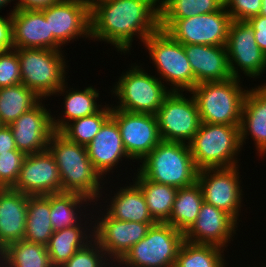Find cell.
<instances>
[{
    "instance_id": "cell-13",
    "label": "cell",
    "mask_w": 266,
    "mask_h": 267,
    "mask_svg": "<svg viewBox=\"0 0 266 267\" xmlns=\"http://www.w3.org/2000/svg\"><path fill=\"white\" fill-rule=\"evenodd\" d=\"M41 11L54 36V50L65 52L63 45L81 37L91 39L89 4L79 0H58Z\"/></svg>"
},
{
    "instance_id": "cell-14",
    "label": "cell",
    "mask_w": 266,
    "mask_h": 267,
    "mask_svg": "<svg viewBox=\"0 0 266 267\" xmlns=\"http://www.w3.org/2000/svg\"><path fill=\"white\" fill-rule=\"evenodd\" d=\"M228 62L233 77L258 79L266 71V55L256 43L253 29L246 21L232 20L226 42Z\"/></svg>"
},
{
    "instance_id": "cell-24",
    "label": "cell",
    "mask_w": 266,
    "mask_h": 267,
    "mask_svg": "<svg viewBox=\"0 0 266 267\" xmlns=\"http://www.w3.org/2000/svg\"><path fill=\"white\" fill-rule=\"evenodd\" d=\"M27 202L28 195L12 188H0V251L24 239Z\"/></svg>"
},
{
    "instance_id": "cell-34",
    "label": "cell",
    "mask_w": 266,
    "mask_h": 267,
    "mask_svg": "<svg viewBox=\"0 0 266 267\" xmlns=\"http://www.w3.org/2000/svg\"><path fill=\"white\" fill-rule=\"evenodd\" d=\"M224 250L211 244L183 241L174 267H227Z\"/></svg>"
},
{
    "instance_id": "cell-11",
    "label": "cell",
    "mask_w": 266,
    "mask_h": 267,
    "mask_svg": "<svg viewBox=\"0 0 266 267\" xmlns=\"http://www.w3.org/2000/svg\"><path fill=\"white\" fill-rule=\"evenodd\" d=\"M184 94L171 91L157 111L159 132L164 141L188 144L201 125L195 98L191 93Z\"/></svg>"
},
{
    "instance_id": "cell-42",
    "label": "cell",
    "mask_w": 266,
    "mask_h": 267,
    "mask_svg": "<svg viewBox=\"0 0 266 267\" xmlns=\"http://www.w3.org/2000/svg\"><path fill=\"white\" fill-rule=\"evenodd\" d=\"M11 12L6 17L0 15V52L13 49Z\"/></svg>"
},
{
    "instance_id": "cell-44",
    "label": "cell",
    "mask_w": 266,
    "mask_h": 267,
    "mask_svg": "<svg viewBox=\"0 0 266 267\" xmlns=\"http://www.w3.org/2000/svg\"><path fill=\"white\" fill-rule=\"evenodd\" d=\"M15 1V0H13ZM13 9L41 10L56 3L58 0H16Z\"/></svg>"
},
{
    "instance_id": "cell-40",
    "label": "cell",
    "mask_w": 266,
    "mask_h": 267,
    "mask_svg": "<svg viewBox=\"0 0 266 267\" xmlns=\"http://www.w3.org/2000/svg\"><path fill=\"white\" fill-rule=\"evenodd\" d=\"M262 0H224V7L231 20L247 21L260 13Z\"/></svg>"
},
{
    "instance_id": "cell-17",
    "label": "cell",
    "mask_w": 266,
    "mask_h": 267,
    "mask_svg": "<svg viewBox=\"0 0 266 267\" xmlns=\"http://www.w3.org/2000/svg\"><path fill=\"white\" fill-rule=\"evenodd\" d=\"M12 189L29 196L61 193L58 166L48 149L26 156Z\"/></svg>"
},
{
    "instance_id": "cell-43",
    "label": "cell",
    "mask_w": 266,
    "mask_h": 267,
    "mask_svg": "<svg viewBox=\"0 0 266 267\" xmlns=\"http://www.w3.org/2000/svg\"><path fill=\"white\" fill-rule=\"evenodd\" d=\"M8 151H18L15 145L11 128L7 125L0 127V154L8 153Z\"/></svg>"
},
{
    "instance_id": "cell-12",
    "label": "cell",
    "mask_w": 266,
    "mask_h": 267,
    "mask_svg": "<svg viewBox=\"0 0 266 267\" xmlns=\"http://www.w3.org/2000/svg\"><path fill=\"white\" fill-rule=\"evenodd\" d=\"M238 167L240 168L234 166L198 170L197 183L202 189L204 202L225 211L239 223L245 194L241 187L242 180Z\"/></svg>"
},
{
    "instance_id": "cell-41",
    "label": "cell",
    "mask_w": 266,
    "mask_h": 267,
    "mask_svg": "<svg viewBox=\"0 0 266 267\" xmlns=\"http://www.w3.org/2000/svg\"><path fill=\"white\" fill-rule=\"evenodd\" d=\"M254 31L255 40L259 48L266 55V17L257 15L246 21Z\"/></svg>"
},
{
    "instance_id": "cell-33",
    "label": "cell",
    "mask_w": 266,
    "mask_h": 267,
    "mask_svg": "<svg viewBox=\"0 0 266 267\" xmlns=\"http://www.w3.org/2000/svg\"><path fill=\"white\" fill-rule=\"evenodd\" d=\"M7 267H53L45 245L20 240L0 251Z\"/></svg>"
},
{
    "instance_id": "cell-26",
    "label": "cell",
    "mask_w": 266,
    "mask_h": 267,
    "mask_svg": "<svg viewBox=\"0 0 266 267\" xmlns=\"http://www.w3.org/2000/svg\"><path fill=\"white\" fill-rule=\"evenodd\" d=\"M99 92L100 91H98L94 86L85 87L83 90H78V88L75 89L73 86L71 88L68 87V82L66 81L54 94V96L56 95L57 97L58 95L59 97L61 95L64 96V102H62L64 103V108H62L64 111L62 110L63 115L61 113L59 114L60 116L56 114L57 117L52 114L53 130L60 132L73 120L98 112L103 107V105L97 104V100L100 96Z\"/></svg>"
},
{
    "instance_id": "cell-1",
    "label": "cell",
    "mask_w": 266,
    "mask_h": 267,
    "mask_svg": "<svg viewBox=\"0 0 266 267\" xmlns=\"http://www.w3.org/2000/svg\"><path fill=\"white\" fill-rule=\"evenodd\" d=\"M91 39L130 53L134 37L143 43L160 29L159 0H98L90 6Z\"/></svg>"
},
{
    "instance_id": "cell-3",
    "label": "cell",
    "mask_w": 266,
    "mask_h": 267,
    "mask_svg": "<svg viewBox=\"0 0 266 267\" xmlns=\"http://www.w3.org/2000/svg\"><path fill=\"white\" fill-rule=\"evenodd\" d=\"M140 163L137 171L159 184L179 189L197 181L198 169L186 143L161 140Z\"/></svg>"
},
{
    "instance_id": "cell-5",
    "label": "cell",
    "mask_w": 266,
    "mask_h": 267,
    "mask_svg": "<svg viewBox=\"0 0 266 267\" xmlns=\"http://www.w3.org/2000/svg\"><path fill=\"white\" fill-rule=\"evenodd\" d=\"M240 80L232 77L225 81L203 82L189 91L197 103L201 122L240 125L248 92Z\"/></svg>"
},
{
    "instance_id": "cell-23",
    "label": "cell",
    "mask_w": 266,
    "mask_h": 267,
    "mask_svg": "<svg viewBox=\"0 0 266 267\" xmlns=\"http://www.w3.org/2000/svg\"><path fill=\"white\" fill-rule=\"evenodd\" d=\"M252 88V89H251ZM248 89L240 121L242 148L246 139H253L255 150L261 158L266 155V83Z\"/></svg>"
},
{
    "instance_id": "cell-31",
    "label": "cell",
    "mask_w": 266,
    "mask_h": 267,
    "mask_svg": "<svg viewBox=\"0 0 266 267\" xmlns=\"http://www.w3.org/2000/svg\"><path fill=\"white\" fill-rule=\"evenodd\" d=\"M203 202L202 189L197 181L191 186L179 188L166 223L185 233L197 219Z\"/></svg>"
},
{
    "instance_id": "cell-10",
    "label": "cell",
    "mask_w": 266,
    "mask_h": 267,
    "mask_svg": "<svg viewBox=\"0 0 266 267\" xmlns=\"http://www.w3.org/2000/svg\"><path fill=\"white\" fill-rule=\"evenodd\" d=\"M231 17L225 7L185 19H160V29L183 45L225 46Z\"/></svg>"
},
{
    "instance_id": "cell-39",
    "label": "cell",
    "mask_w": 266,
    "mask_h": 267,
    "mask_svg": "<svg viewBox=\"0 0 266 267\" xmlns=\"http://www.w3.org/2000/svg\"><path fill=\"white\" fill-rule=\"evenodd\" d=\"M18 53L15 49L0 52V88L21 84Z\"/></svg>"
},
{
    "instance_id": "cell-4",
    "label": "cell",
    "mask_w": 266,
    "mask_h": 267,
    "mask_svg": "<svg viewBox=\"0 0 266 267\" xmlns=\"http://www.w3.org/2000/svg\"><path fill=\"white\" fill-rule=\"evenodd\" d=\"M240 125L203 123L188 143L195 167L229 168L239 166L242 152Z\"/></svg>"
},
{
    "instance_id": "cell-45",
    "label": "cell",
    "mask_w": 266,
    "mask_h": 267,
    "mask_svg": "<svg viewBox=\"0 0 266 267\" xmlns=\"http://www.w3.org/2000/svg\"><path fill=\"white\" fill-rule=\"evenodd\" d=\"M259 15L266 17V0H262V6Z\"/></svg>"
},
{
    "instance_id": "cell-20",
    "label": "cell",
    "mask_w": 266,
    "mask_h": 267,
    "mask_svg": "<svg viewBox=\"0 0 266 267\" xmlns=\"http://www.w3.org/2000/svg\"><path fill=\"white\" fill-rule=\"evenodd\" d=\"M86 149L92 165L106 181L107 174L115 172L113 170L123 161L122 158L131 160L123 145L119 127L111 116Z\"/></svg>"
},
{
    "instance_id": "cell-37",
    "label": "cell",
    "mask_w": 266,
    "mask_h": 267,
    "mask_svg": "<svg viewBox=\"0 0 266 267\" xmlns=\"http://www.w3.org/2000/svg\"><path fill=\"white\" fill-rule=\"evenodd\" d=\"M60 267H115V264L107 257L100 244L93 239Z\"/></svg>"
},
{
    "instance_id": "cell-19",
    "label": "cell",
    "mask_w": 266,
    "mask_h": 267,
    "mask_svg": "<svg viewBox=\"0 0 266 267\" xmlns=\"http://www.w3.org/2000/svg\"><path fill=\"white\" fill-rule=\"evenodd\" d=\"M237 225L238 222L231 215L203 202L197 219L184 233V240L195 244H211L225 250L234 240V234L237 235Z\"/></svg>"
},
{
    "instance_id": "cell-21",
    "label": "cell",
    "mask_w": 266,
    "mask_h": 267,
    "mask_svg": "<svg viewBox=\"0 0 266 267\" xmlns=\"http://www.w3.org/2000/svg\"><path fill=\"white\" fill-rule=\"evenodd\" d=\"M11 19L13 49L54 50V36L41 10L14 9Z\"/></svg>"
},
{
    "instance_id": "cell-46",
    "label": "cell",
    "mask_w": 266,
    "mask_h": 267,
    "mask_svg": "<svg viewBox=\"0 0 266 267\" xmlns=\"http://www.w3.org/2000/svg\"><path fill=\"white\" fill-rule=\"evenodd\" d=\"M13 0H0V10L4 7H6L9 3H11Z\"/></svg>"
},
{
    "instance_id": "cell-8",
    "label": "cell",
    "mask_w": 266,
    "mask_h": 267,
    "mask_svg": "<svg viewBox=\"0 0 266 267\" xmlns=\"http://www.w3.org/2000/svg\"><path fill=\"white\" fill-rule=\"evenodd\" d=\"M143 46L154 63L157 77L166 83L165 86H170L171 91L188 93L194 87V74L183 44L159 29L143 42Z\"/></svg>"
},
{
    "instance_id": "cell-6",
    "label": "cell",
    "mask_w": 266,
    "mask_h": 267,
    "mask_svg": "<svg viewBox=\"0 0 266 267\" xmlns=\"http://www.w3.org/2000/svg\"><path fill=\"white\" fill-rule=\"evenodd\" d=\"M138 65L135 62L127 71H122L111 88L118 100L117 105L112 104V109L156 115L171 90L156 75L148 74L142 64Z\"/></svg>"
},
{
    "instance_id": "cell-36",
    "label": "cell",
    "mask_w": 266,
    "mask_h": 267,
    "mask_svg": "<svg viewBox=\"0 0 266 267\" xmlns=\"http://www.w3.org/2000/svg\"><path fill=\"white\" fill-rule=\"evenodd\" d=\"M223 7L224 0H159L160 19H185Z\"/></svg>"
},
{
    "instance_id": "cell-18",
    "label": "cell",
    "mask_w": 266,
    "mask_h": 267,
    "mask_svg": "<svg viewBox=\"0 0 266 267\" xmlns=\"http://www.w3.org/2000/svg\"><path fill=\"white\" fill-rule=\"evenodd\" d=\"M43 102L41 100L9 125L17 150L26 155L47 150L50 136L54 132L51 109H47Z\"/></svg>"
},
{
    "instance_id": "cell-28",
    "label": "cell",
    "mask_w": 266,
    "mask_h": 267,
    "mask_svg": "<svg viewBox=\"0 0 266 267\" xmlns=\"http://www.w3.org/2000/svg\"><path fill=\"white\" fill-rule=\"evenodd\" d=\"M97 204L100 205L101 202L94 203L87 196L76 192H61L50 194V217L54 232L62 230L64 228L79 225L83 220H85L87 215L88 218H90L89 215L91 216L93 214V212H91L90 210L93 211L94 208L96 209L97 207L93 206H97ZM90 206L91 208H93L89 209ZM82 208L84 209V211ZM88 210L90 211V213H86V211L88 212Z\"/></svg>"
},
{
    "instance_id": "cell-25",
    "label": "cell",
    "mask_w": 266,
    "mask_h": 267,
    "mask_svg": "<svg viewBox=\"0 0 266 267\" xmlns=\"http://www.w3.org/2000/svg\"><path fill=\"white\" fill-rule=\"evenodd\" d=\"M115 192L111 191V195L113 196L111 197L110 195V198L106 196L99 199L101 201L104 199L105 202L102 203H107L106 205L101 204L100 208H104V211L110 217L120 221L157 223L149 212L141 188L134 181L123 187L120 186L118 191L116 189Z\"/></svg>"
},
{
    "instance_id": "cell-9",
    "label": "cell",
    "mask_w": 266,
    "mask_h": 267,
    "mask_svg": "<svg viewBox=\"0 0 266 267\" xmlns=\"http://www.w3.org/2000/svg\"><path fill=\"white\" fill-rule=\"evenodd\" d=\"M184 233L168 223H155L115 267H174Z\"/></svg>"
},
{
    "instance_id": "cell-35",
    "label": "cell",
    "mask_w": 266,
    "mask_h": 267,
    "mask_svg": "<svg viewBox=\"0 0 266 267\" xmlns=\"http://www.w3.org/2000/svg\"><path fill=\"white\" fill-rule=\"evenodd\" d=\"M112 105H105L96 113L73 120L60 133L68 140L87 146L98 134L103 123L111 116Z\"/></svg>"
},
{
    "instance_id": "cell-7",
    "label": "cell",
    "mask_w": 266,
    "mask_h": 267,
    "mask_svg": "<svg viewBox=\"0 0 266 267\" xmlns=\"http://www.w3.org/2000/svg\"><path fill=\"white\" fill-rule=\"evenodd\" d=\"M15 50L20 61L22 84L42 100L53 96L67 81L66 69L69 66L63 51L33 48Z\"/></svg>"
},
{
    "instance_id": "cell-47",
    "label": "cell",
    "mask_w": 266,
    "mask_h": 267,
    "mask_svg": "<svg viewBox=\"0 0 266 267\" xmlns=\"http://www.w3.org/2000/svg\"><path fill=\"white\" fill-rule=\"evenodd\" d=\"M79 1L85 2L91 6L94 2H96L98 0H79Z\"/></svg>"
},
{
    "instance_id": "cell-29",
    "label": "cell",
    "mask_w": 266,
    "mask_h": 267,
    "mask_svg": "<svg viewBox=\"0 0 266 267\" xmlns=\"http://www.w3.org/2000/svg\"><path fill=\"white\" fill-rule=\"evenodd\" d=\"M50 194L29 196L24 240L47 245L54 230L51 223Z\"/></svg>"
},
{
    "instance_id": "cell-38",
    "label": "cell",
    "mask_w": 266,
    "mask_h": 267,
    "mask_svg": "<svg viewBox=\"0 0 266 267\" xmlns=\"http://www.w3.org/2000/svg\"><path fill=\"white\" fill-rule=\"evenodd\" d=\"M26 156L21 151L0 154V188H12L15 185Z\"/></svg>"
},
{
    "instance_id": "cell-2",
    "label": "cell",
    "mask_w": 266,
    "mask_h": 267,
    "mask_svg": "<svg viewBox=\"0 0 266 267\" xmlns=\"http://www.w3.org/2000/svg\"><path fill=\"white\" fill-rule=\"evenodd\" d=\"M47 149L58 166L61 192H76L96 203L103 197L104 190L108 188L104 187L107 182L92 165L86 146L72 142L60 132L54 131Z\"/></svg>"
},
{
    "instance_id": "cell-16",
    "label": "cell",
    "mask_w": 266,
    "mask_h": 267,
    "mask_svg": "<svg viewBox=\"0 0 266 267\" xmlns=\"http://www.w3.org/2000/svg\"><path fill=\"white\" fill-rule=\"evenodd\" d=\"M111 117L132 162H141L162 140L156 115L112 109Z\"/></svg>"
},
{
    "instance_id": "cell-32",
    "label": "cell",
    "mask_w": 266,
    "mask_h": 267,
    "mask_svg": "<svg viewBox=\"0 0 266 267\" xmlns=\"http://www.w3.org/2000/svg\"><path fill=\"white\" fill-rule=\"evenodd\" d=\"M42 99L25 85L0 88V122L9 126L23 113L35 107Z\"/></svg>"
},
{
    "instance_id": "cell-48",
    "label": "cell",
    "mask_w": 266,
    "mask_h": 267,
    "mask_svg": "<svg viewBox=\"0 0 266 267\" xmlns=\"http://www.w3.org/2000/svg\"><path fill=\"white\" fill-rule=\"evenodd\" d=\"M0 267H7L4 261L0 258Z\"/></svg>"
},
{
    "instance_id": "cell-30",
    "label": "cell",
    "mask_w": 266,
    "mask_h": 267,
    "mask_svg": "<svg viewBox=\"0 0 266 267\" xmlns=\"http://www.w3.org/2000/svg\"><path fill=\"white\" fill-rule=\"evenodd\" d=\"M133 181L141 188L152 218L157 223H166L170 216L178 189L144 178L138 171Z\"/></svg>"
},
{
    "instance_id": "cell-15",
    "label": "cell",
    "mask_w": 266,
    "mask_h": 267,
    "mask_svg": "<svg viewBox=\"0 0 266 267\" xmlns=\"http://www.w3.org/2000/svg\"><path fill=\"white\" fill-rule=\"evenodd\" d=\"M94 209V239L100 244L107 257L116 264L133 245L143 239L155 223L120 221L110 217L101 208Z\"/></svg>"
},
{
    "instance_id": "cell-27",
    "label": "cell",
    "mask_w": 266,
    "mask_h": 267,
    "mask_svg": "<svg viewBox=\"0 0 266 267\" xmlns=\"http://www.w3.org/2000/svg\"><path fill=\"white\" fill-rule=\"evenodd\" d=\"M90 219L86 217V221L83 220L79 225L53 233L46 245L50 263L53 267H60L79 249H82L94 239V225H92L94 224V221H92L94 216L91 215Z\"/></svg>"
},
{
    "instance_id": "cell-22",
    "label": "cell",
    "mask_w": 266,
    "mask_h": 267,
    "mask_svg": "<svg viewBox=\"0 0 266 267\" xmlns=\"http://www.w3.org/2000/svg\"><path fill=\"white\" fill-rule=\"evenodd\" d=\"M194 74V86L232 78L225 46L183 45Z\"/></svg>"
}]
</instances>
